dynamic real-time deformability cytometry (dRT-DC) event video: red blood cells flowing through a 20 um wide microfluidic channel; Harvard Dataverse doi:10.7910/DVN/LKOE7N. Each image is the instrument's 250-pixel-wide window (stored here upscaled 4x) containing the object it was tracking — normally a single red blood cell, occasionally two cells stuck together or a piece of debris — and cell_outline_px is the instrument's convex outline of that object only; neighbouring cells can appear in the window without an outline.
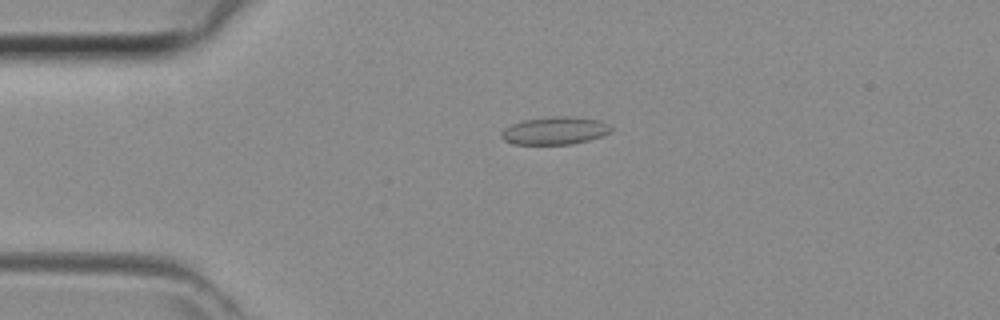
{"species": "common noctule bat (a hibernating species)", "species_latin": "Nyctalus noctula", "temperature_condition": "room temperature", "stored_images_in_passage": 37, "camera_frame_rate_fps": 3000, "um_per_image_px": 0.085, "animal": {"sex": "female", "body_mass_g": 29.2, "forearm_length_mm": 56.3}, "frame": {"image": 1, "passage_image": 3, "time_ms": 0.667, "image_size_px": [1000, 320], "cell_outline_px": [[612, 132], [588, 140], [572, 144], [512, 144], [504, 140], [500, 136], [500, 132], [504, 128], [512, 124], [524, 120], [556, 116], [568, 116], [600, 120], [608, 124], [612, 128]], "centroid_in_image_um": [47.15, 11.11], "position_along_channel_um": 37.9, "area_um2": 17.69}}
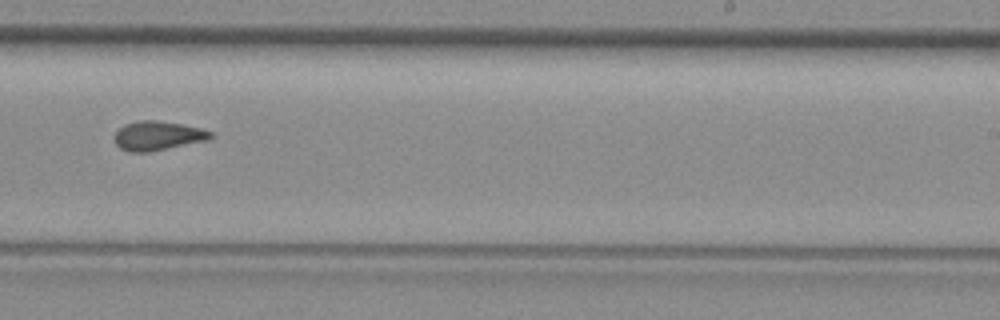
{"frame": {"image": 2, "passage_image": 20, "time_ms": 6.333, "image_size_px": [1000, 320], "cell_outline_px": [[212, 136], [208, 140], [148, 152], [128, 152], [120, 148], [116, 144], [116, 132], [124, 124], [140, 120], [156, 120], [180, 124], [200, 128], [212, 132]], "centroid_in_image_um": [13.4, 11.54], "position_along_channel_um": 275.6, "area_um2": 16.13}}
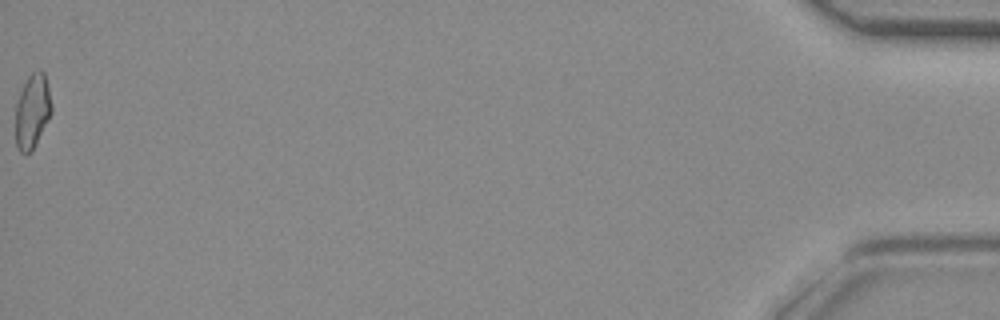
{"frame": {"image": 3, "passage_image": 37, "time_ms": 12.0, "image_size_px": [1000, 320], "cell_outline_px": [[52, 112], [32, 152], [20, 152], [16, 148], [16, 104], [20, 92], [28, 76], [32, 72], [44, 72], [52, 104]], "centroid_in_image_um": [2.75, 9.48], "position_along_channel_um": 432.5, "area_um2": 15.43}}